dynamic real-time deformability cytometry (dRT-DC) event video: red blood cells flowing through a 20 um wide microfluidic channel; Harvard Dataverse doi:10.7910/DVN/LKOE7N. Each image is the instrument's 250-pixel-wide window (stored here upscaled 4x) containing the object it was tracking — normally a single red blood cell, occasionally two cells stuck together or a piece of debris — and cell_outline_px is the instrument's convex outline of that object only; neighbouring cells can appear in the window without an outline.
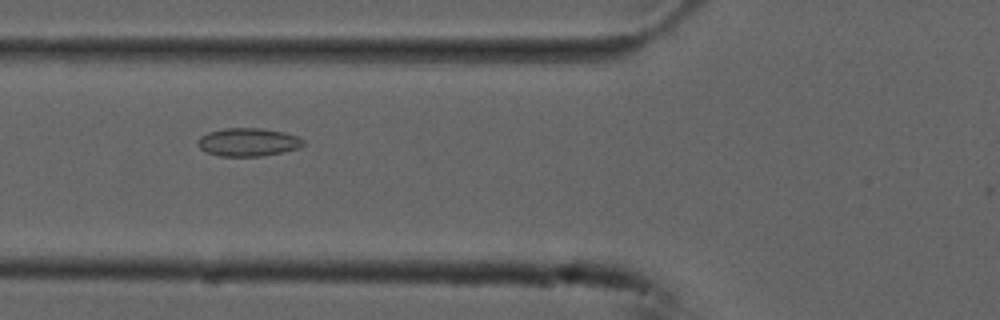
{"species": "common noctule bat (a hibernating species)", "species_latin": "Nyctalus noctula", "temperature_condition": "cold", "stored_images_in_passage": 9, "camera_frame_rate_fps": 3000, "um_per_image_px": 0.085, "animal": {"sex": "male", "forearm_length_mm": 52.5}, "frame": {"image": 1, "passage_image": 4, "time_ms": 1.0, "image_size_px": [1000, 320], "cell_outline_px": [[304, 144], [300, 148], [260, 156], [220, 156], [208, 152], [200, 148], [196, 140], [200, 136], [208, 132], [224, 128], [260, 128], [284, 132], [296, 136], [304, 140]], "centroid_in_image_um": [21.07, 12.07], "position_along_channel_um": 104.7, "area_um2": 17.22}}
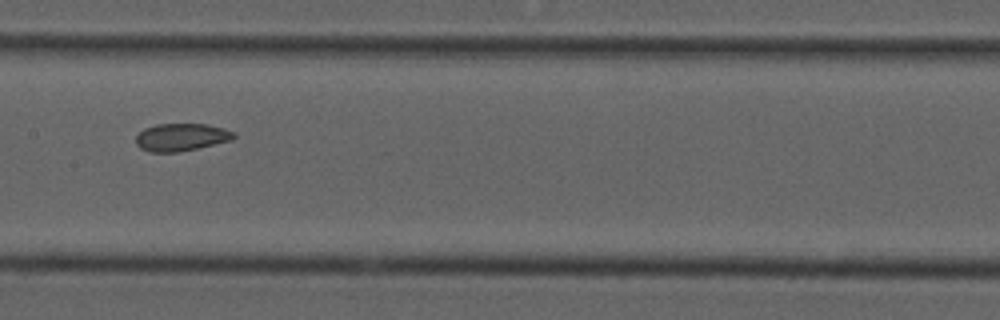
{"frame": {"image": 2, "passage_image": 6, "time_ms": 1.667, "image_size_px": [1000, 320], "cell_outline_px": [[236, 136], [232, 140], [196, 148], [176, 152], [152, 152], [140, 148], [136, 144], [136, 136], [144, 128], [156, 124], [204, 124], [224, 128], [236, 132]], "centroid_in_image_um": [15.41, 11.65], "position_along_channel_um": 192.0, "area_um2": 15.66}}
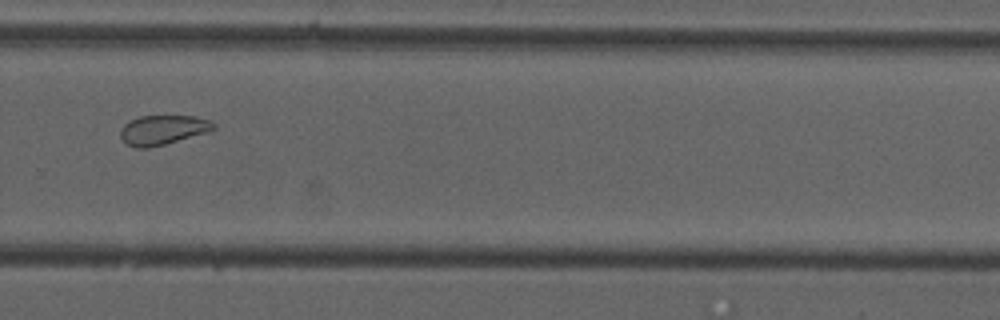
{"frame": {"image": 3, "passage_image": 9, "time_ms": 2.667, "image_size_px": [1000, 320], "cell_outline_px": [[216, 128], [208, 132], [164, 144], [148, 148], [136, 148], [128, 144], [120, 136], [120, 128], [128, 120], [140, 116], [196, 116], [208, 120], [216, 124]], "centroid_in_image_um": [13.83, 11.03], "position_along_channel_um": 316.0, "area_um2": 16.01}}